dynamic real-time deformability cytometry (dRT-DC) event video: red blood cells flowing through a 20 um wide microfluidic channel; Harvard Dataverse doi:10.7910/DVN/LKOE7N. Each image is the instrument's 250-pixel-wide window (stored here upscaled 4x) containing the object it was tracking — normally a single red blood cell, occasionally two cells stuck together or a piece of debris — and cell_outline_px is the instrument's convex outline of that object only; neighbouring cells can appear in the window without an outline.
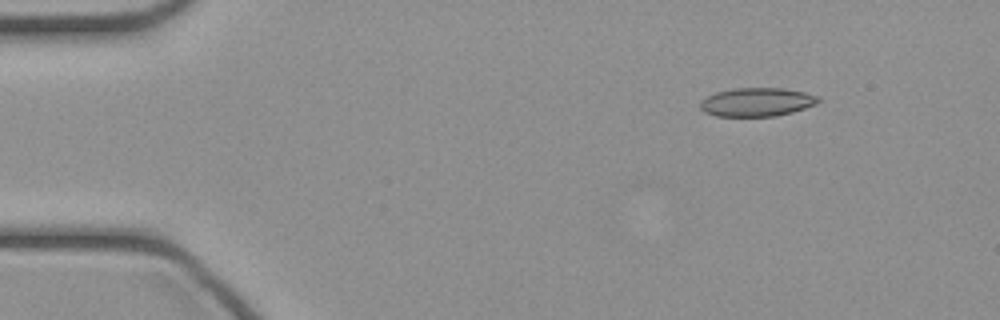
{"species": "common noctule bat (a hibernating species)", "species_latin": "Nyctalus noctula", "temperature_condition": "cold", "stored_images_in_passage": 41, "camera_frame_rate_fps": 3000, "um_per_image_px": 0.085, "animal": {"sex": "female", "body_mass_g": 21.9}, "frame": {"image": 1, "passage_image": 1, "time_ms": 0.0, "image_size_px": [1000, 320], "cell_outline_px": [[820, 100], [816, 104], [792, 112], [776, 116], [716, 116], [704, 112], [700, 108], [700, 100], [716, 92], [732, 88], [784, 88], [804, 92], [820, 96]], "centroid_in_image_um": [64.33, 8.67], "position_along_channel_um": 20.7, "area_um2": 19.77}}
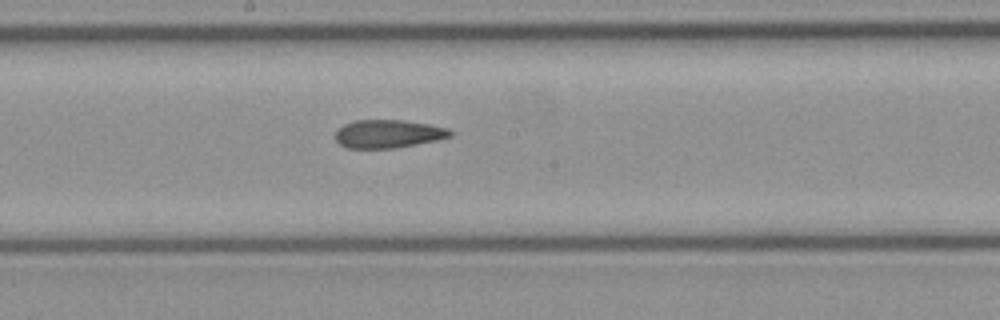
{"frame": {"image": 2, "passage_image": 20, "time_ms": 6.333, "image_size_px": [1000, 320], "cell_outline_px": [[452, 136], [440, 140], [396, 148], [344, 148], [336, 140], [336, 128], [344, 124], [356, 120], [404, 120], [428, 124], [448, 128], [452, 132]], "centroid_in_image_um": [33.0, 11.38], "position_along_channel_um": 215.2, "area_um2": 19.07}}
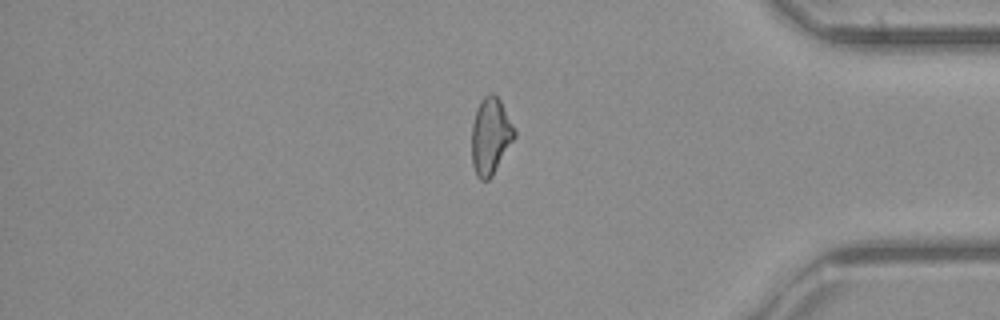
{"frame": {"image": 3, "passage_image": 34, "time_ms": 11.0, "image_size_px": [1000, 320], "cell_outline_px": [[516, 136], [492, 176], [488, 180], [480, 180], [476, 176], [472, 164], [472, 124], [476, 108], [480, 100], [488, 92], [492, 92], [500, 100], [516, 132]], "centroid_in_image_um": [41.68, 11.56], "position_along_channel_um": 393.5, "area_um2": 19.13}}